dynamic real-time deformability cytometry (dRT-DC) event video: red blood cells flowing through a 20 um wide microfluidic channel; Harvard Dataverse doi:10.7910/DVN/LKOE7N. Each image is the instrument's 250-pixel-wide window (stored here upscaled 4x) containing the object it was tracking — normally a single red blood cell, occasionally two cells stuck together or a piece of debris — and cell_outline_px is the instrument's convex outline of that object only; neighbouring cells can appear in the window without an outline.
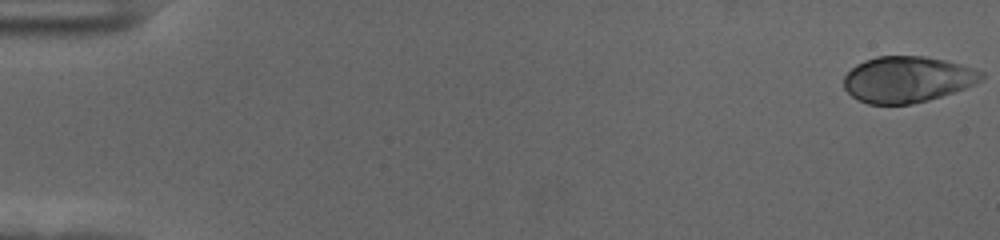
{"species": "human", "species_latin": "Homo sapiens", "temperature_condition": "cold", "stored_images_in_passage": 58, "camera_frame_rate_fps": 3000, "um_per_image_px": 0.085, "donor": {"sex": "female"}, "frame": {"image": 1, "passage_image": 1, "time_ms": 0.0, "image_size_px": [1000, 240], "cell_outline_px": [[984, 80], [976, 84], [928, 100], [912, 104], [868, 104], [856, 100], [844, 88], [844, 76], [856, 64], [864, 60], [876, 56], [924, 56], [944, 60], [960, 64], [984, 72]], "centroid_in_image_um": [77.11, 6.75], "position_along_channel_um": 7.9, "area_um2": 37.05}}
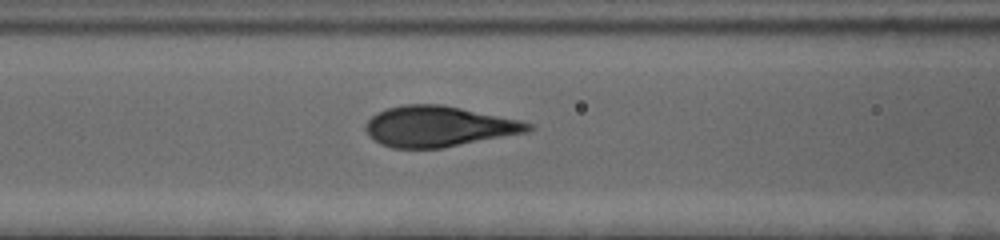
{"frame": {"image": 2, "passage_image": 25, "time_ms": 8.0, "image_size_px": [1000, 240], "cell_outline_px": [[536, 128], [528, 132], [444, 148], [392, 148], [380, 144], [368, 136], [364, 128], [364, 124], [376, 112], [388, 108], [404, 104], [444, 104], [520, 120], [532, 124]], "centroid_in_image_um": [37.28, 10.75], "position_along_channel_um": 129.3, "area_um2": 38.9}}
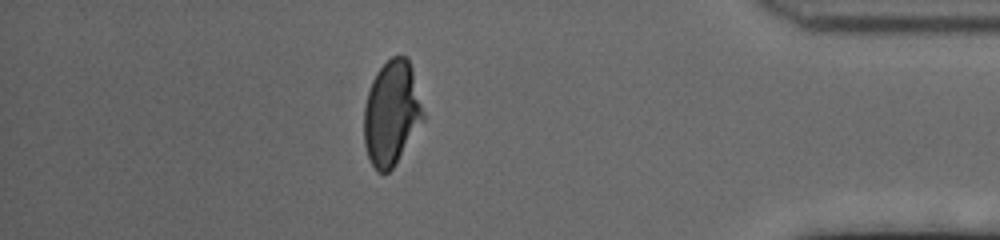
{"frame": {"image": 3, "passage_image": 51, "time_ms": 16.667, "image_size_px": [1000, 240], "cell_outline_px": [[424, 120], [392, 168], [388, 172], [376, 172], [368, 156], [364, 144], [364, 104], [372, 80], [376, 72], [392, 56], [408, 56], [412, 68], [424, 112]], "centroid_in_image_um": [33.28, 9.6], "position_along_channel_um": 401.9, "area_um2": 35.95}, "authors_computed_cell_mechanics": {"area_um2": 37.6567, "velocity_mm_per_s": 3.5385, "shape_relaxation_time_tau1_ms": 3.8101, "shape_relaxation_time_tau2_ms": null, "deformation_change_tau1": 0.2047, "deformation_change_tau2": null}}